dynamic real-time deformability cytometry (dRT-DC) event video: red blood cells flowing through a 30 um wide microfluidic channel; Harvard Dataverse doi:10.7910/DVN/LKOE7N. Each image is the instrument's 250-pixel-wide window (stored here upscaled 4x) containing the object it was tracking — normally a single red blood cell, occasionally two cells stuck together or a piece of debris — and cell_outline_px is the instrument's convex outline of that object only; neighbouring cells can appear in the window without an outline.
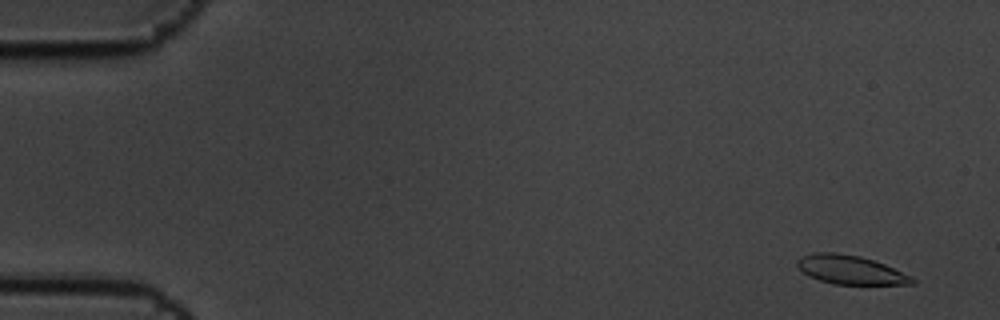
{"species": "common noctule bat (a hibernating species)", "species_latin": "Nyctalus noctula", "temperature_condition": "cold", "stored_images_in_passage": 5, "camera_frame_rate_fps": 3000, "um_per_image_px": 0.085, "animal": {"sex": "male", "body_mass_g": 19.5, "forearm_length_mm": 54.6}, "frame": {"image": 1, "passage_image": 1, "time_ms": 0.0, "image_size_px": [1000, 320], "cell_outline_px": [[916, 284], [832, 284], [820, 280], [804, 272], [796, 264], [796, 260], [804, 256], [816, 252], [836, 252], [860, 256], [884, 264], [912, 276], [916, 280]], "centroid_in_image_um": [72.32, 22.93], "position_along_channel_um": 12.7, "area_um2": 19.07}}
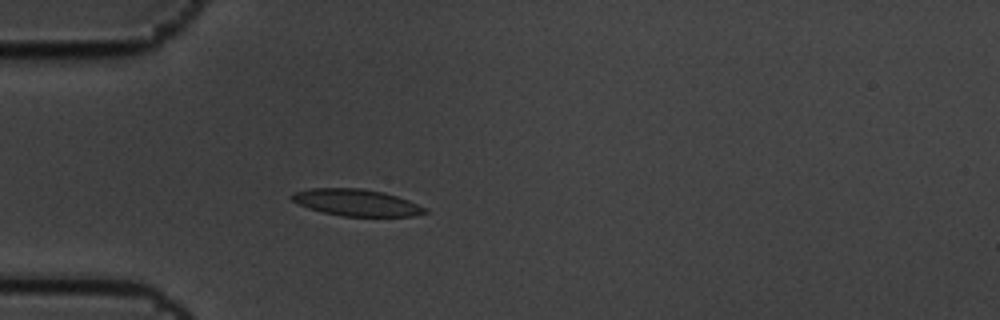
{"frame": {"image": 2, "passage_image": 5, "time_ms": 1.333, "image_size_px": [1000, 320], "cell_outline_px": [[428, 212], [412, 216], [344, 216], [324, 212], [308, 208], [292, 200], [288, 196], [296, 192], [312, 188], [360, 188], [384, 192], [408, 200], [428, 208]], "centroid_in_image_um": [30.32, 17.21], "position_along_channel_um": 54.7, "area_um2": 20.58}}